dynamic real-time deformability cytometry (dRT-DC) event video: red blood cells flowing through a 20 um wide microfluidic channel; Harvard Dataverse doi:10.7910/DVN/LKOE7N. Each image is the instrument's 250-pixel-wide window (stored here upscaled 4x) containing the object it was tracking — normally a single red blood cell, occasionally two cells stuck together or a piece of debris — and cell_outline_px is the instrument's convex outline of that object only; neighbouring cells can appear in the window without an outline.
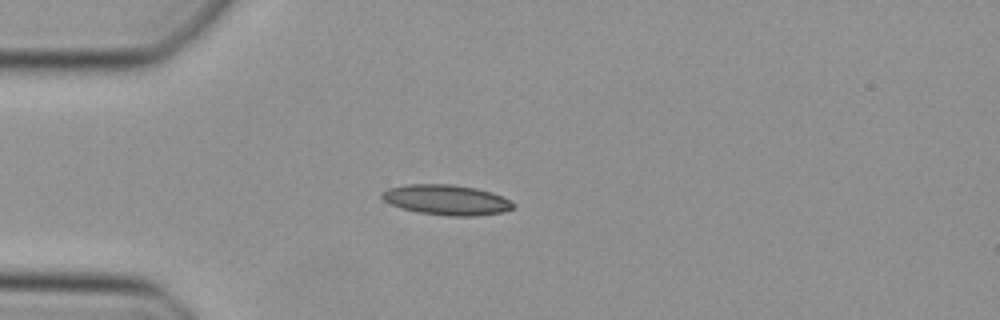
{"species": "Egyptian fruit bat (a non-hibernating species)", "species_latin": "Rousettus aegyptiacus", "temperature_condition": "cold", "stored_images_in_passage": 36, "camera_frame_rate_fps": 3000, "um_per_image_px": 0.085, "animal": {"sex": "female"}, "frame": {"image": 1, "passage_image": 1, "time_ms": 0.0, "image_size_px": [1000, 320], "cell_outline_px": [[516, 204], [512, 208], [504, 212], [476, 216], [448, 216], [420, 212], [404, 208], [392, 204], [384, 200], [380, 196], [380, 192], [388, 188], [408, 184], [452, 184], [476, 188], [492, 192]], "centroid_in_image_um": [37.95, 16.98], "position_along_channel_um": 47.0, "area_um2": 23.0}}
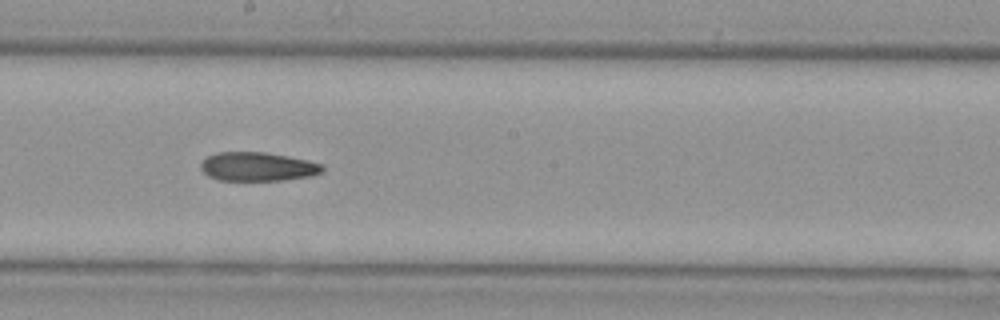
{"frame": {"image": 2, "passage_image": 15, "time_ms": 4.667, "image_size_px": [1000, 320], "cell_outline_px": [[324, 172], [312, 176], [284, 180], [220, 180], [208, 176], [200, 168], [200, 164], [208, 156], [216, 152], [264, 152], [288, 156], [308, 160], [324, 164]], "centroid_in_image_um": [21.95, 14.16], "position_along_channel_um": 226.3, "area_um2": 20.58}}
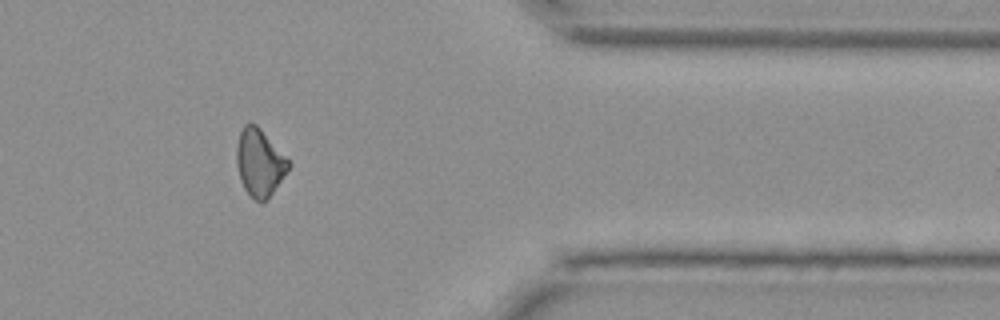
{"frame": {"image": 3, "passage_image": 28, "time_ms": 9.0, "image_size_px": [1000, 320], "cell_outline_px": [[292, 164], [288, 172], [268, 200], [260, 204], [244, 188], [240, 180], [236, 164], [236, 148], [240, 132], [244, 124], [256, 124], [260, 128]], "centroid_in_image_um": [22.07, 13.86], "position_along_channel_um": 389.3, "area_um2": 20.46}}